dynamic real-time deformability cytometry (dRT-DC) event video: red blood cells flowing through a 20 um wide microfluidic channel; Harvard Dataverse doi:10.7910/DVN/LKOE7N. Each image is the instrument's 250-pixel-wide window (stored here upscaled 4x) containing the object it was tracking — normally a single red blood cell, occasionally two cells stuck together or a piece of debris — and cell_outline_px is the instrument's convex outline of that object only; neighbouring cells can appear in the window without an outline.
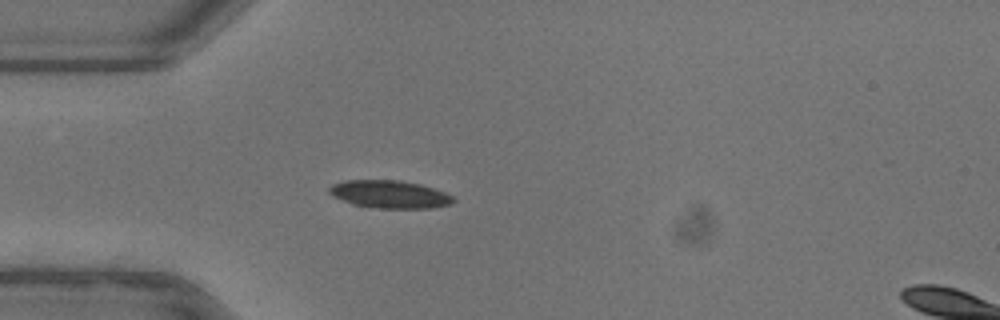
{"species": "common noctule bat (a hibernating species)", "species_latin": "Nyctalus noctula", "temperature_condition": "warm", "stored_images_in_passage": 25, "camera_frame_rate_fps": 3000, "um_per_image_px": 0.085, "animal": {"sex": "female"}, "frame": {"image": 1, "passage_image": 1, "time_ms": 0.0, "image_size_px": [1000, 320], "cell_outline_px": [[456, 200], [452, 204], [432, 208], [380, 208], [352, 204], [332, 196], [328, 192], [328, 188], [332, 184], [344, 180], [400, 180], [420, 184], [444, 192], [452, 196]], "centroid_in_image_um": [33.11, 16.51], "position_along_channel_um": 51.9, "area_um2": 20.11}}
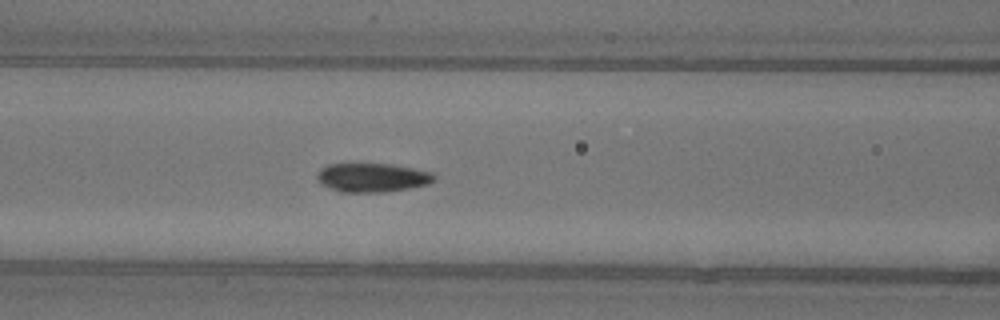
{"frame": {"image": 2, "passage_image": 8, "time_ms": 2.333, "image_size_px": [1000, 320], "cell_outline_px": [[436, 180], [428, 184], [408, 188], [384, 192], [340, 192], [320, 184], [316, 180], [316, 176], [320, 168], [328, 164], [392, 164], [432, 172], [436, 176]], "centroid_in_image_um": [31.62, 15.09], "position_along_channel_um": 135.0, "area_um2": 19.83}}
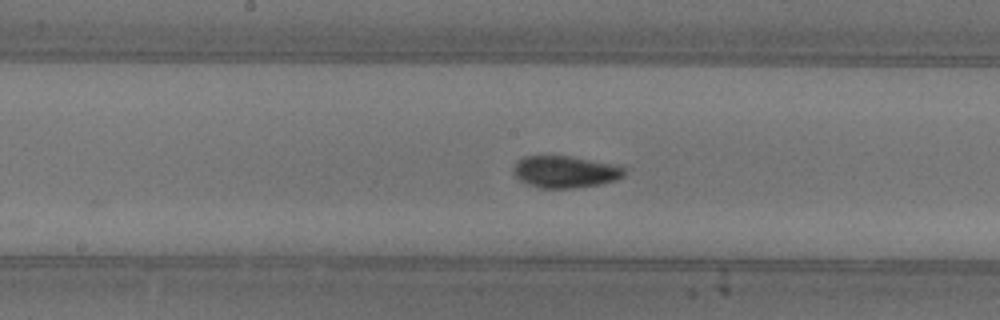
{"frame": {"image": 3, "passage_image": 13, "time_ms": 4.0, "image_size_px": [1000, 320], "cell_outline_px": [[624, 176], [616, 180], [600, 184], [572, 188], [540, 188], [528, 184], [520, 180], [512, 172], [512, 168], [516, 160], [524, 156], [568, 156], [612, 164], [624, 168]], "centroid_in_image_um": [47.98, 14.6], "position_along_channel_um": 200.2, "area_um2": 20.52}}